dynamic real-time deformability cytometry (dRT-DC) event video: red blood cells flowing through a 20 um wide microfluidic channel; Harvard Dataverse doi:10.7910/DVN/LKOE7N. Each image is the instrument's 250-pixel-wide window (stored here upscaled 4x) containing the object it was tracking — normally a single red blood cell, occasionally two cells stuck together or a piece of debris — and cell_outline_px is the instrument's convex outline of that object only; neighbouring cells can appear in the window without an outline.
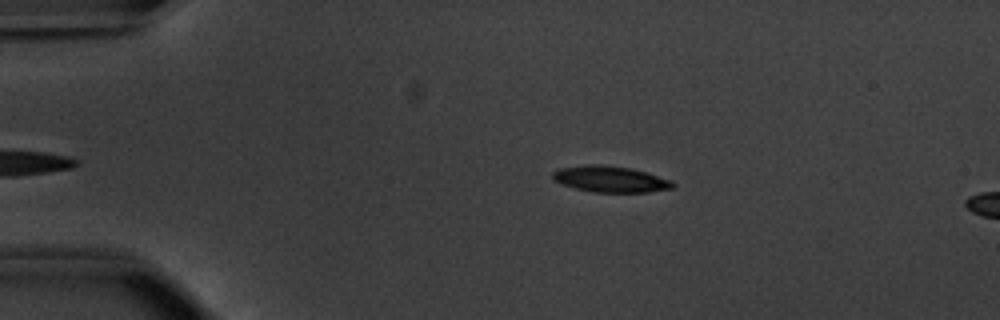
{"species": "common noctule bat (a hibernating species)", "species_latin": "Nyctalus noctula", "temperature_condition": "warm", "stored_images_in_passage": 10, "camera_frame_rate_fps": 3000, "um_per_image_px": 0.085, "animal": {"sex": "male", "body_mass_g": 20.1, "forearm_length_mm": 53.5}, "frame": {"image": 1, "passage_image": 6, "time_ms": 1.667, "image_size_px": [1000, 320], "cell_outline_px": [[676, 184], [672, 188], [648, 192], [596, 192], [576, 188], [560, 184], [552, 180], [552, 172], [560, 168], [588, 164], [600, 164], [632, 168], [672, 180]], "centroid_in_image_um": [51.87, 15.22], "position_along_channel_um": 33.1, "area_um2": 18.38}}